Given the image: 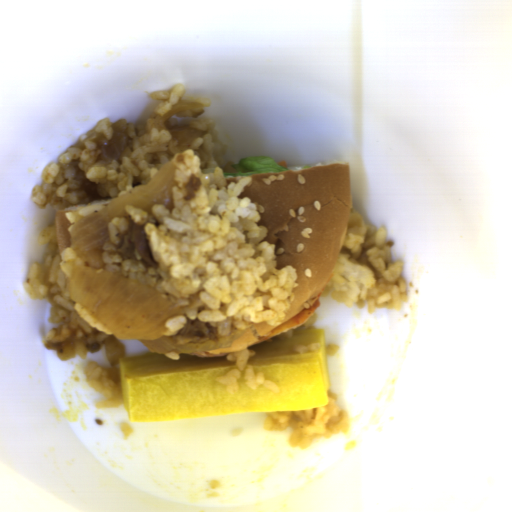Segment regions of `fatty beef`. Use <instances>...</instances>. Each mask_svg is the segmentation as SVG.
<instances>
[{"mask_svg":"<svg viewBox=\"0 0 512 512\" xmlns=\"http://www.w3.org/2000/svg\"><path fill=\"white\" fill-rule=\"evenodd\" d=\"M243 334L244 330L236 328L232 318L219 322L218 326L191 318L174 335L137 342L151 353L176 352L180 355H192L228 348Z\"/></svg>","mask_w":512,"mask_h":512,"instance_id":"fatty-beef-1","label":"fatty beef"},{"mask_svg":"<svg viewBox=\"0 0 512 512\" xmlns=\"http://www.w3.org/2000/svg\"><path fill=\"white\" fill-rule=\"evenodd\" d=\"M205 107L197 101L179 100L172 109L164 114L153 111L149 118L154 128L167 130L170 135L169 148L174 154L190 149L194 143L203 137L207 131L193 128L191 123Z\"/></svg>","mask_w":512,"mask_h":512,"instance_id":"fatty-beef-2","label":"fatty beef"},{"mask_svg":"<svg viewBox=\"0 0 512 512\" xmlns=\"http://www.w3.org/2000/svg\"><path fill=\"white\" fill-rule=\"evenodd\" d=\"M124 213L122 217L126 221V229L115 244L116 254L121 260L140 261L146 268H157L159 265L152 254L144 227L134 222L129 214Z\"/></svg>","mask_w":512,"mask_h":512,"instance_id":"fatty-beef-3","label":"fatty beef"},{"mask_svg":"<svg viewBox=\"0 0 512 512\" xmlns=\"http://www.w3.org/2000/svg\"><path fill=\"white\" fill-rule=\"evenodd\" d=\"M130 122L125 119L117 120L112 125L111 138L107 134H98L95 138L100 150L97 155L99 163L112 164L120 160L124 149L129 145Z\"/></svg>","mask_w":512,"mask_h":512,"instance_id":"fatty-beef-4","label":"fatty beef"},{"mask_svg":"<svg viewBox=\"0 0 512 512\" xmlns=\"http://www.w3.org/2000/svg\"><path fill=\"white\" fill-rule=\"evenodd\" d=\"M99 343L87 344L84 338L71 337L67 341H46L45 348L53 349L59 361L66 362L78 356L82 360L87 353H95L100 351Z\"/></svg>","mask_w":512,"mask_h":512,"instance_id":"fatty-beef-5","label":"fatty beef"},{"mask_svg":"<svg viewBox=\"0 0 512 512\" xmlns=\"http://www.w3.org/2000/svg\"><path fill=\"white\" fill-rule=\"evenodd\" d=\"M81 159L72 160L69 164L74 169L76 175L73 178L77 189L79 203H86L93 200L111 198L110 190L96 182L89 181L84 171L80 169Z\"/></svg>","mask_w":512,"mask_h":512,"instance_id":"fatty-beef-6","label":"fatty beef"},{"mask_svg":"<svg viewBox=\"0 0 512 512\" xmlns=\"http://www.w3.org/2000/svg\"><path fill=\"white\" fill-rule=\"evenodd\" d=\"M101 344L111 366L120 364L125 355V348L119 339L113 334L105 338Z\"/></svg>","mask_w":512,"mask_h":512,"instance_id":"fatty-beef-7","label":"fatty beef"},{"mask_svg":"<svg viewBox=\"0 0 512 512\" xmlns=\"http://www.w3.org/2000/svg\"><path fill=\"white\" fill-rule=\"evenodd\" d=\"M102 249L98 251H88L84 257H81L88 268L104 269L106 263L102 261Z\"/></svg>","mask_w":512,"mask_h":512,"instance_id":"fatty-beef-8","label":"fatty beef"}]
</instances>
